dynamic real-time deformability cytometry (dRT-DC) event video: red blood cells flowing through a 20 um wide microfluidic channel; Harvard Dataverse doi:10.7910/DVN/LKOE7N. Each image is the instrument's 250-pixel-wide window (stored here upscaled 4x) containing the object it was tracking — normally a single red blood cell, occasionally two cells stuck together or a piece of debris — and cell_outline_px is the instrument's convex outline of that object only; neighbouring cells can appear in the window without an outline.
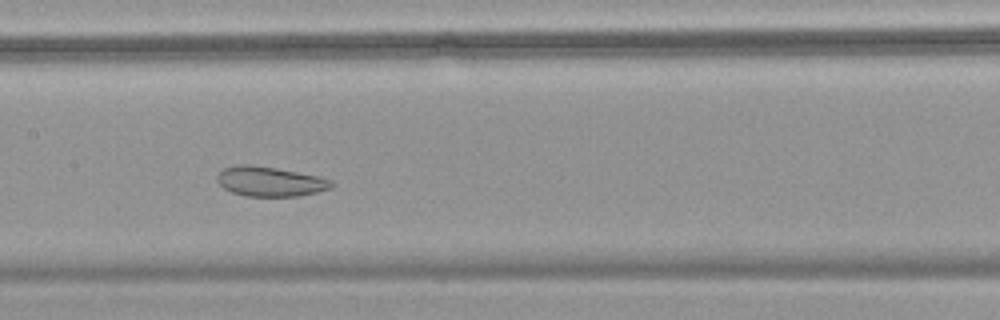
{"species": "common noctule bat (a hibernating species)", "species_latin": "Nyctalus noctula", "temperature_condition": "warm", "stored_images_in_passage": 50, "camera_frame_rate_fps": 3000, "um_per_image_px": 0.085, "animal": {"sex": "female", "body_mass_g": 18.4}, "frame": {"image": 1, "passage_image": 24, "time_ms": 7.667, "image_size_px": [1000, 320], "cell_outline_px": [[332, 188], [300, 196], [244, 196], [232, 192], [224, 188], [216, 180], [216, 176], [224, 168], [240, 164], [248, 164], [276, 168], [320, 176], [332, 180]], "centroid_in_image_um": [22.95, 15.42], "position_along_channel_um": 184.4, "area_um2": 19.83}}
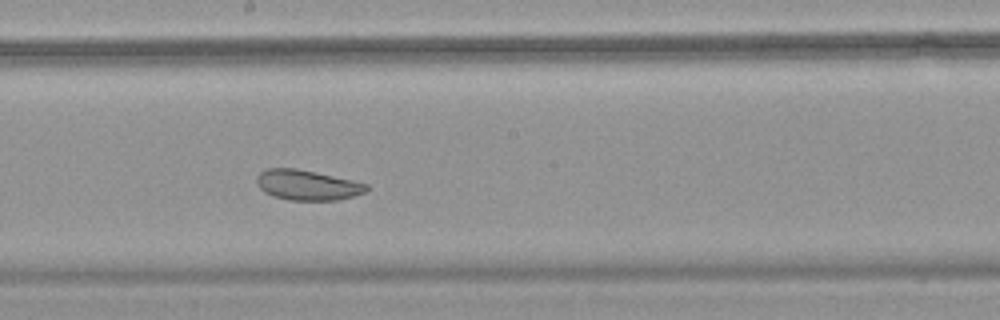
{"frame": {"image": 2, "passage_image": 27, "time_ms": 8.667, "image_size_px": [1000, 320], "cell_outline_px": [[368, 188], [364, 192], [352, 196], [336, 200], [288, 200], [272, 196], [264, 192], [256, 184], [256, 176], [264, 168], [296, 168], [316, 172], [352, 180], [368, 184]], "centroid_in_image_um": [26.06, 15.72], "position_along_channel_um": 222.1, "area_um2": 19.36}}
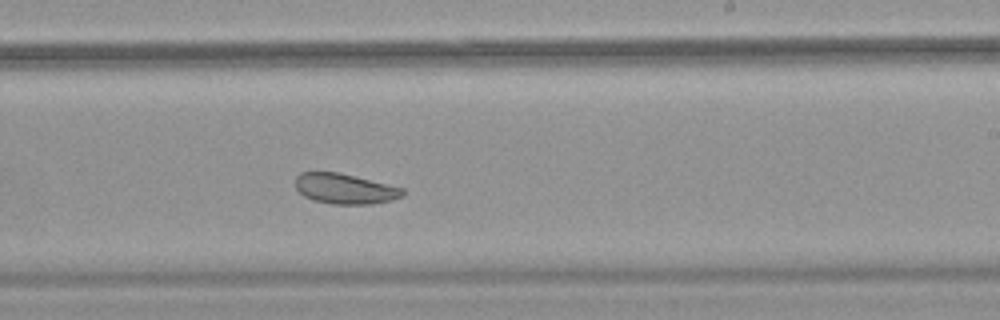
{"frame": {"image": 3, "passage_image": 30, "time_ms": 9.667, "image_size_px": [1000, 320], "cell_outline_px": [[408, 192], [404, 196], [392, 200], [372, 204], [332, 204], [312, 200], [304, 196], [296, 188], [296, 176], [300, 172], [340, 172], [404, 188]], "centroid_in_image_um": [29.36, 16.04], "position_along_channel_um": 259.6, "area_um2": 19.19}, "authors_computed_cell_mechanics": {"area_um2": 25.143, "velocity_mm_per_s": 3.7998, "shape_relaxation_time_tau1_ms": null, "shape_relaxation_time_tau2_ms": 2.4147, "deformation_change_tau1": null, "deformation_change_tau2": 0.081}}